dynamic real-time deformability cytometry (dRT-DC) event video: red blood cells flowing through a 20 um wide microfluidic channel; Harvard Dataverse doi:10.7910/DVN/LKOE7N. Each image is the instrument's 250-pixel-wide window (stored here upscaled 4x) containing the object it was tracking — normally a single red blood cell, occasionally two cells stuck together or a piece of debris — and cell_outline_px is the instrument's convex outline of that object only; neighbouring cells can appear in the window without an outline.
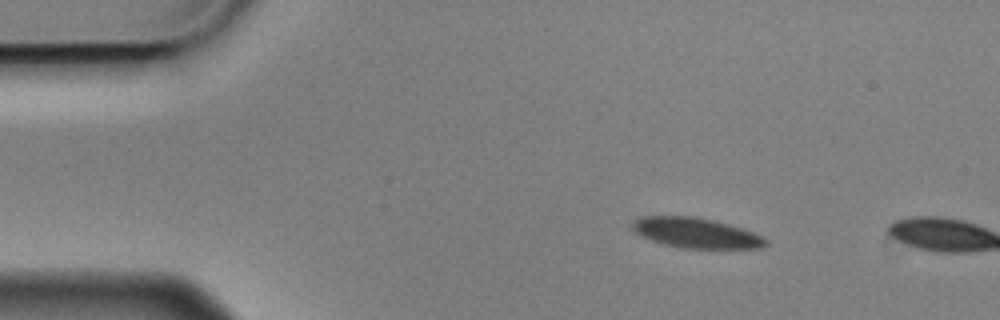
{"species": "Egyptian fruit bat (a non-hibernating species)", "species_latin": "Rousettus aegyptiacus", "temperature_condition": "cold", "stored_images_in_passage": 2, "camera_frame_rate_fps": 3000, "um_per_image_px": 0.085, "animal": {"sex": "male"}, "frame": {"image": 1, "passage_image": 1, "time_ms": 0.0, "image_size_px": [1000, 320], "cell_outline_px": [[768, 244], [764, 248], [684, 248], [664, 244], [640, 236], [632, 228], [632, 224], [640, 216], [692, 216], [712, 220], [728, 224], [752, 232], [768, 240]], "centroid_in_image_um": [59.16, 19.8], "position_along_channel_um": 25.8, "area_um2": 23.18}}